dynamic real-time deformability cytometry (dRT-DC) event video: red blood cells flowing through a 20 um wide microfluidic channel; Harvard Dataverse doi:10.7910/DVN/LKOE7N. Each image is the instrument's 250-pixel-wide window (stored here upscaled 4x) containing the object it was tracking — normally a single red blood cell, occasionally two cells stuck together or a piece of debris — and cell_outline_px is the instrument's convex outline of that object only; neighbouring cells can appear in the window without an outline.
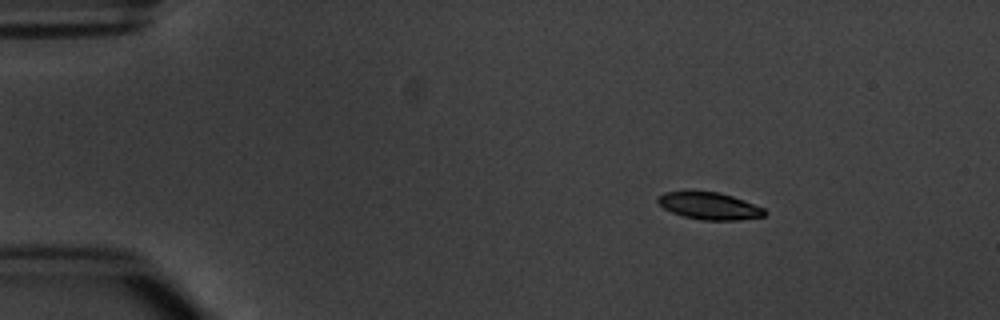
{"species": "common noctule bat (a hibernating species)", "species_latin": "Nyctalus noctula", "temperature_condition": "warm", "stored_images_in_passage": 3, "camera_frame_rate_fps": 3000, "um_per_image_px": 0.085, "animal": {"sex": "male", "body_mass_g": 20.1, "forearm_length_mm": 53.5}, "frame": {"image": 1, "passage_image": 1, "time_ms": 0.0, "image_size_px": [1000, 320], "cell_outline_px": [[768, 212], [764, 216], [736, 220], [700, 220], [684, 216], [672, 212], [664, 208], [656, 200], [656, 196], [664, 192], [720, 192], [744, 200], [764, 208]], "centroid_in_image_um": [60.3, 17.51], "position_along_channel_um": 24.7, "area_um2": 16.76}}